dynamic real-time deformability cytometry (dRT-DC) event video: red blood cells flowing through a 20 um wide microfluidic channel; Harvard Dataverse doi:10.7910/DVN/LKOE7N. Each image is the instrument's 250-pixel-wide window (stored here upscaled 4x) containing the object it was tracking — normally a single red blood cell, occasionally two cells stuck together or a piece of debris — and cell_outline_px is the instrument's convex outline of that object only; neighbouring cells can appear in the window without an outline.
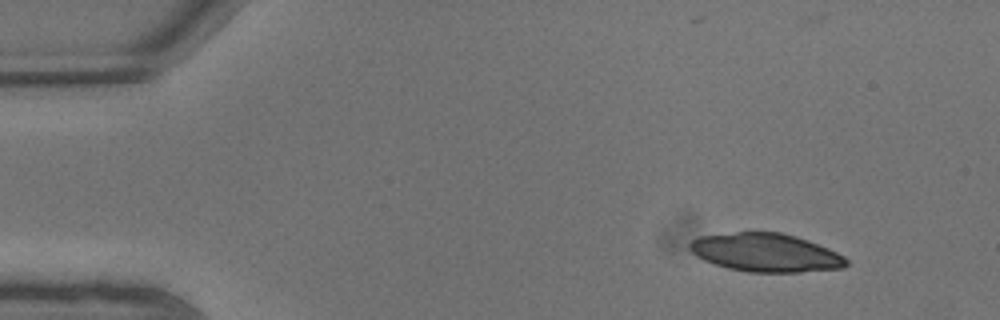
{"species": "common noctule bat (a hibernating species)", "species_latin": "Nyctalus noctula", "temperature_condition": "warm", "stored_images_in_passage": 6, "camera_frame_rate_fps": 3000, "um_per_image_px": 0.085, "animal": {"sex": "male", "body_mass_g": 13.3}, "frame": {"image": 1, "passage_image": 1, "time_ms": 0.0, "image_size_px": [1000, 320], "cell_outline_px": [[848, 264], [844, 268], [800, 272], [748, 272], [728, 268], [704, 260], [696, 256], [688, 248], [688, 244], [692, 240], [700, 236], [736, 232], [780, 232], [796, 236], [808, 240], [828, 248], [844, 256], [848, 260]], "centroid_in_image_um": [65.09, 21.47], "position_along_channel_um": 19.9, "area_um2": 35.08}}